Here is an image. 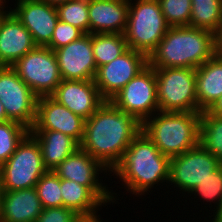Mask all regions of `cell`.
<instances>
[{"instance_id":"11","label":"cell","mask_w":222,"mask_h":222,"mask_svg":"<svg viewBox=\"0 0 222 222\" xmlns=\"http://www.w3.org/2000/svg\"><path fill=\"white\" fill-rule=\"evenodd\" d=\"M222 163L200 144L183 154L171 157L169 185L180 189L182 194L189 193ZM171 183V184H170Z\"/></svg>"},{"instance_id":"27","label":"cell","mask_w":222,"mask_h":222,"mask_svg":"<svg viewBox=\"0 0 222 222\" xmlns=\"http://www.w3.org/2000/svg\"><path fill=\"white\" fill-rule=\"evenodd\" d=\"M188 196H194L196 199L200 198V201L205 202L204 209H206V205L209 204L211 206L209 211H213L208 215L209 219L211 217L216 218L220 212L222 211V164L213 171L208 178L202 181L200 184L196 185V187L189 193ZM209 202V203H207ZM213 203V205L211 204ZM215 205V206H214ZM214 207L213 210L211 207Z\"/></svg>"},{"instance_id":"1","label":"cell","mask_w":222,"mask_h":222,"mask_svg":"<svg viewBox=\"0 0 222 222\" xmlns=\"http://www.w3.org/2000/svg\"><path fill=\"white\" fill-rule=\"evenodd\" d=\"M141 131L142 124L134 116L119 110L111 101H104L85 120L80 147L111 171Z\"/></svg>"},{"instance_id":"43","label":"cell","mask_w":222,"mask_h":222,"mask_svg":"<svg viewBox=\"0 0 222 222\" xmlns=\"http://www.w3.org/2000/svg\"><path fill=\"white\" fill-rule=\"evenodd\" d=\"M0 2H2V3H5V4H6L7 0H0Z\"/></svg>"},{"instance_id":"14","label":"cell","mask_w":222,"mask_h":222,"mask_svg":"<svg viewBox=\"0 0 222 222\" xmlns=\"http://www.w3.org/2000/svg\"><path fill=\"white\" fill-rule=\"evenodd\" d=\"M85 119L74 114L51 96L37 100L36 119L30 130H53L74 138L81 144L84 138Z\"/></svg>"},{"instance_id":"19","label":"cell","mask_w":222,"mask_h":222,"mask_svg":"<svg viewBox=\"0 0 222 222\" xmlns=\"http://www.w3.org/2000/svg\"><path fill=\"white\" fill-rule=\"evenodd\" d=\"M129 0H88L89 33L123 34Z\"/></svg>"},{"instance_id":"28","label":"cell","mask_w":222,"mask_h":222,"mask_svg":"<svg viewBox=\"0 0 222 222\" xmlns=\"http://www.w3.org/2000/svg\"><path fill=\"white\" fill-rule=\"evenodd\" d=\"M29 133L30 130L19 122L9 120L0 123V166L10 158Z\"/></svg>"},{"instance_id":"4","label":"cell","mask_w":222,"mask_h":222,"mask_svg":"<svg viewBox=\"0 0 222 222\" xmlns=\"http://www.w3.org/2000/svg\"><path fill=\"white\" fill-rule=\"evenodd\" d=\"M200 119L198 112L158 111L142 123V131L171 158L199 145Z\"/></svg>"},{"instance_id":"5","label":"cell","mask_w":222,"mask_h":222,"mask_svg":"<svg viewBox=\"0 0 222 222\" xmlns=\"http://www.w3.org/2000/svg\"><path fill=\"white\" fill-rule=\"evenodd\" d=\"M169 28L158 0H129L128 19L123 33L128 48L149 57Z\"/></svg>"},{"instance_id":"2","label":"cell","mask_w":222,"mask_h":222,"mask_svg":"<svg viewBox=\"0 0 222 222\" xmlns=\"http://www.w3.org/2000/svg\"><path fill=\"white\" fill-rule=\"evenodd\" d=\"M170 159L141 131L124 151L120 161L109 173L113 174L109 176H116L114 178L120 179V184L130 196L133 194L140 199V196L142 198L146 193H151L150 190L156 186L168 184Z\"/></svg>"},{"instance_id":"10","label":"cell","mask_w":222,"mask_h":222,"mask_svg":"<svg viewBox=\"0 0 222 222\" xmlns=\"http://www.w3.org/2000/svg\"><path fill=\"white\" fill-rule=\"evenodd\" d=\"M53 171L60 179L72 180L87 186L106 206L118 203L117 193L112 192L113 190L104 184L103 177L99 175L101 173H107L104 176L110 175L108 174L110 171L81 147L64 159Z\"/></svg>"},{"instance_id":"38","label":"cell","mask_w":222,"mask_h":222,"mask_svg":"<svg viewBox=\"0 0 222 222\" xmlns=\"http://www.w3.org/2000/svg\"><path fill=\"white\" fill-rule=\"evenodd\" d=\"M39 1L45 2V3L53 5V6H57L59 4L65 3L70 0H39Z\"/></svg>"},{"instance_id":"18","label":"cell","mask_w":222,"mask_h":222,"mask_svg":"<svg viewBox=\"0 0 222 222\" xmlns=\"http://www.w3.org/2000/svg\"><path fill=\"white\" fill-rule=\"evenodd\" d=\"M31 33L8 9L0 18V66H11L35 49Z\"/></svg>"},{"instance_id":"7","label":"cell","mask_w":222,"mask_h":222,"mask_svg":"<svg viewBox=\"0 0 222 222\" xmlns=\"http://www.w3.org/2000/svg\"><path fill=\"white\" fill-rule=\"evenodd\" d=\"M159 111L198 112L196 69L154 68Z\"/></svg>"},{"instance_id":"13","label":"cell","mask_w":222,"mask_h":222,"mask_svg":"<svg viewBox=\"0 0 222 222\" xmlns=\"http://www.w3.org/2000/svg\"><path fill=\"white\" fill-rule=\"evenodd\" d=\"M148 65V57L128 48L119 57L97 68L94 82L101 97L110 101L131 79Z\"/></svg>"},{"instance_id":"35","label":"cell","mask_w":222,"mask_h":222,"mask_svg":"<svg viewBox=\"0 0 222 222\" xmlns=\"http://www.w3.org/2000/svg\"><path fill=\"white\" fill-rule=\"evenodd\" d=\"M215 40V54L222 56V21L218 30L214 33Z\"/></svg>"},{"instance_id":"15","label":"cell","mask_w":222,"mask_h":222,"mask_svg":"<svg viewBox=\"0 0 222 222\" xmlns=\"http://www.w3.org/2000/svg\"><path fill=\"white\" fill-rule=\"evenodd\" d=\"M62 80H94L97 66L92 49V34L54 51Z\"/></svg>"},{"instance_id":"41","label":"cell","mask_w":222,"mask_h":222,"mask_svg":"<svg viewBox=\"0 0 222 222\" xmlns=\"http://www.w3.org/2000/svg\"><path fill=\"white\" fill-rule=\"evenodd\" d=\"M216 219L222 222V211H221L220 214L216 217Z\"/></svg>"},{"instance_id":"23","label":"cell","mask_w":222,"mask_h":222,"mask_svg":"<svg viewBox=\"0 0 222 222\" xmlns=\"http://www.w3.org/2000/svg\"><path fill=\"white\" fill-rule=\"evenodd\" d=\"M62 206L77 215L92 214L106 206L87 186L75 181L60 179Z\"/></svg>"},{"instance_id":"39","label":"cell","mask_w":222,"mask_h":222,"mask_svg":"<svg viewBox=\"0 0 222 222\" xmlns=\"http://www.w3.org/2000/svg\"><path fill=\"white\" fill-rule=\"evenodd\" d=\"M6 5V6H5ZM6 9V10H5ZM8 10L7 4L0 2V18Z\"/></svg>"},{"instance_id":"34","label":"cell","mask_w":222,"mask_h":222,"mask_svg":"<svg viewBox=\"0 0 222 222\" xmlns=\"http://www.w3.org/2000/svg\"><path fill=\"white\" fill-rule=\"evenodd\" d=\"M98 211L92 214L77 215L72 222H103L101 215H98Z\"/></svg>"},{"instance_id":"31","label":"cell","mask_w":222,"mask_h":222,"mask_svg":"<svg viewBox=\"0 0 222 222\" xmlns=\"http://www.w3.org/2000/svg\"><path fill=\"white\" fill-rule=\"evenodd\" d=\"M161 11L170 27L189 26L191 0H158Z\"/></svg>"},{"instance_id":"25","label":"cell","mask_w":222,"mask_h":222,"mask_svg":"<svg viewBox=\"0 0 222 222\" xmlns=\"http://www.w3.org/2000/svg\"><path fill=\"white\" fill-rule=\"evenodd\" d=\"M92 49L98 68L119 57L128 46L123 34L95 33L92 34Z\"/></svg>"},{"instance_id":"8","label":"cell","mask_w":222,"mask_h":222,"mask_svg":"<svg viewBox=\"0 0 222 222\" xmlns=\"http://www.w3.org/2000/svg\"><path fill=\"white\" fill-rule=\"evenodd\" d=\"M11 67L37 96H50L62 81L52 49L37 46Z\"/></svg>"},{"instance_id":"17","label":"cell","mask_w":222,"mask_h":222,"mask_svg":"<svg viewBox=\"0 0 222 222\" xmlns=\"http://www.w3.org/2000/svg\"><path fill=\"white\" fill-rule=\"evenodd\" d=\"M50 96L85 120L105 101L94 80H62Z\"/></svg>"},{"instance_id":"20","label":"cell","mask_w":222,"mask_h":222,"mask_svg":"<svg viewBox=\"0 0 222 222\" xmlns=\"http://www.w3.org/2000/svg\"><path fill=\"white\" fill-rule=\"evenodd\" d=\"M42 211L43 206L35 187L3 191L2 222H36Z\"/></svg>"},{"instance_id":"42","label":"cell","mask_w":222,"mask_h":222,"mask_svg":"<svg viewBox=\"0 0 222 222\" xmlns=\"http://www.w3.org/2000/svg\"><path fill=\"white\" fill-rule=\"evenodd\" d=\"M211 219H210V222H221V221L217 220L216 218H211Z\"/></svg>"},{"instance_id":"26","label":"cell","mask_w":222,"mask_h":222,"mask_svg":"<svg viewBox=\"0 0 222 222\" xmlns=\"http://www.w3.org/2000/svg\"><path fill=\"white\" fill-rule=\"evenodd\" d=\"M199 144L222 163V117L201 112Z\"/></svg>"},{"instance_id":"37","label":"cell","mask_w":222,"mask_h":222,"mask_svg":"<svg viewBox=\"0 0 222 222\" xmlns=\"http://www.w3.org/2000/svg\"><path fill=\"white\" fill-rule=\"evenodd\" d=\"M7 121H9V119L6 116V112H5L3 104L0 102V123H4Z\"/></svg>"},{"instance_id":"29","label":"cell","mask_w":222,"mask_h":222,"mask_svg":"<svg viewBox=\"0 0 222 222\" xmlns=\"http://www.w3.org/2000/svg\"><path fill=\"white\" fill-rule=\"evenodd\" d=\"M59 20L89 34L88 0H70L56 6Z\"/></svg>"},{"instance_id":"21","label":"cell","mask_w":222,"mask_h":222,"mask_svg":"<svg viewBox=\"0 0 222 222\" xmlns=\"http://www.w3.org/2000/svg\"><path fill=\"white\" fill-rule=\"evenodd\" d=\"M198 113L209 110L222 96V56L214 55L196 68Z\"/></svg>"},{"instance_id":"6","label":"cell","mask_w":222,"mask_h":222,"mask_svg":"<svg viewBox=\"0 0 222 222\" xmlns=\"http://www.w3.org/2000/svg\"><path fill=\"white\" fill-rule=\"evenodd\" d=\"M46 171L39 143L29 133L0 166V187L2 191L35 187Z\"/></svg>"},{"instance_id":"32","label":"cell","mask_w":222,"mask_h":222,"mask_svg":"<svg viewBox=\"0 0 222 222\" xmlns=\"http://www.w3.org/2000/svg\"><path fill=\"white\" fill-rule=\"evenodd\" d=\"M83 35H85V33L82 30L69 23L58 20L52 34L51 42L46 47L55 51L80 39Z\"/></svg>"},{"instance_id":"36","label":"cell","mask_w":222,"mask_h":222,"mask_svg":"<svg viewBox=\"0 0 222 222\" xmlns=\"http://www.w3.org/2000/svg\"><path fill=\"white\" fill-rule=\"evenodd\" d=\"M212 114L222 117V96L209 109Z\"/></svg>"},{"instance_id":"40","label":"cell","mask_w":222,"mask_h":222,"mask_svg":"<svg viewBox=\"0 0 222 222\" xmlns=\"http://www.w3.org/2000/svg\"><path fill=\"white\" fill-rule=\"evenodd\" d=\"M2 195H3V191H2V189H1V187H0V222H2V221H1V205H2Z\"/></svg>"},{"instance_id":"12","label":"cell","mask_w":222,"mask_h":222,"mask_svg":"<svg viewBox=\"0 0 222 222\" xmlns=\"http://www.w3.org/2000/svg\"><path fill=\"white\" fill-rule=\"evenodd\" d=\"M37 100L38 97L11 66H0V102L9 120L30 130L36 119Z\"/></svg>"},{"instance_id":"22","label":"cell","mask_w":222,"mask_h":222,"mask_svg":"<svg viewBox=\"0 0 222 222\" xmlns=\"http://www.w3.org/2000/svg\"><path fill=\"white\" fill-rule=\"evenodd\" d=\"M41 149L43 164L53 171L64 159L74 153L80 144L72 137L53 130H30Z\"/></svg>"},{"instance_id":"33","label":"cell","mask_w":222,"mask_h":222,"mask_svg":"<svg viewBox=\"0 0 222 222\" xmlns=\"http://www.w3.org/2000/svg\"><path fill=\"white\" fill-rule=\"evenodd\" d=\"M77 214L66 207L43 208L36 222H72Z\"/></svg>"},{"instance_id":"3","label":"cell","mask_w":222,"mask_h":222,"mask_svg":"<svg viewBox=\"0 0 222 222\" xmlns=\"http://www.w3.org/2000/svg\"><path fill=\"white\" fill-rule=\"evenodd\" d=\"M215 55L214 33L190 26L170 27L149 55L152 68H198Z\"/></svg>"},{"instance_id":"24","label":"cell","mask_w":222,"mask_h":222,"mask_svg":"<svg viewBox=\"0 0 222 222\" xmlns=\"http://www.w3.org/2000/svg\"><path fill=\"white\" fill-rule=\"evenodd\" d=\"M189 26L215 33L222 21V0H191Z\"/></svg>"},{"instance_id":"16","label":"cell","mask_w":222,"mask_h":222,"mask_svg":"<svg viewBox=\"0 0 222 222\" xmlns=\"http://www.w3.org/2000/svg\"><path fill=\"white\" fill-rule=\"evenodd\" d=\"M13 9L9 10L21 24L31 33L37 46L46 47L58 22L56 6L39 0H15Z\"/></svg>"},{"instance_id":"30","label":"cell","mask_w":222,"mask_h":222,"mask_svg":"<svg viewBox=\"0 0 222 222\" xmlns=\"http://www.w3.org/2000/svg\"><path fill=\"white\" fill-rule=\"evenodd\" d=\"M43 208L62 207L60 178L54 171L47 170L35 186Z\"/></svg>"},{"instance_id":"9","label":"cell","mask_w":222,"mask_h":222,"mask_svg":"<svg viewBox=\"0 0 222 222\" xmlns=\"http://www.w3.org/2000/svg\"><path fill=\"white\" fill-rule=\"evenodd\" d=\"M110 101L119 110L131 114L142 124L159 111L154 68L148 64Z\"/></svg>"}]
</instances>
